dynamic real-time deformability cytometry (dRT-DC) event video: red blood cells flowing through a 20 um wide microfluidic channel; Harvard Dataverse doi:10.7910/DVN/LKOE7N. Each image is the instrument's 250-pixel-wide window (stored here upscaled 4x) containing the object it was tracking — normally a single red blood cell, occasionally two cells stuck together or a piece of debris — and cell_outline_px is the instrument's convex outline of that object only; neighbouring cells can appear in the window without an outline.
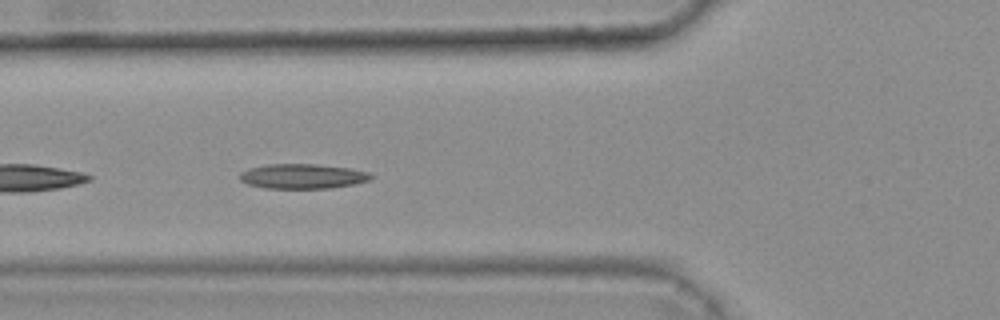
{"species": "common noctule bat (a hibernating species)", "species_latin": "Nyctalus noctula", "temperature_condition": "warm", "stored_images_in_passage": 26, "camera_frame_rate_fps": 3000, "um_per_image_px": 0.085, "animal": {"sex": "female", "body_mass_g": 25.1}, "frame": {"image": 1, "passage_image": 5, "time_ms": 1.333, "image_size_px": [1000, 320], "cell_outline_px": [[376, 176], [368, 180], [352, 184], [328, 188], [264, 188], [248, 184], [240, 180], [240, 172], [248, 168], [268, 164], [316, 164], [348, 168], [368, 172]], "centroid_in_image_um": [25.69, 14.98], "position_along_channel_um": 100.1, "area_um2": 18.84}, "authors_computed_cell_mechanics": {"area_um2": 18.4093, "velocity_mm_per_s": 3.7142, "shape_relaxation_time_tau1_ms": null, "shape_relaxation_time_tau2_ms": 3.5931, "deformation_change_tau1": null, "deformation_change_tau2": 0.0956}}